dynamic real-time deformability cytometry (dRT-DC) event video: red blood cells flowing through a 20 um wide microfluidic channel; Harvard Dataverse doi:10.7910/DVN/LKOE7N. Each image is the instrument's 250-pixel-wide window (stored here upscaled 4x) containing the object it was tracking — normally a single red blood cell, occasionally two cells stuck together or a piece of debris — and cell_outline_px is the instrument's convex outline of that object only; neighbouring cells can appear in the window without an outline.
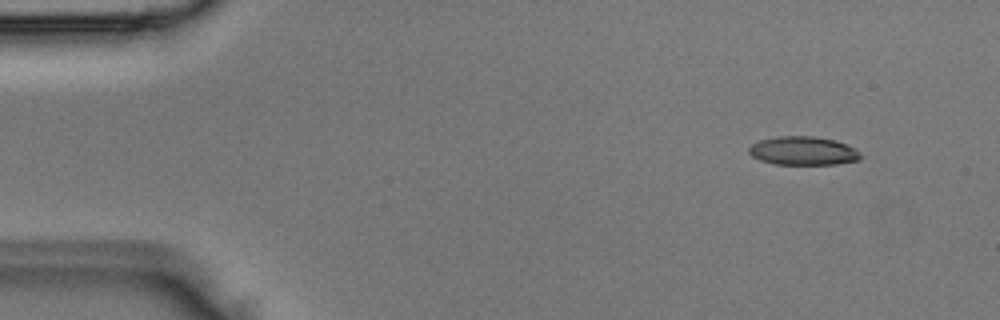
{"species": "Egyptian fruit bat (a non-hibernating species)", "species_latin": "Rousettus aegyptiacus", "temperature_condition": "room temperature", "stored_images_in_passage": 3, "camera_frame_rate_fps": 3000, "um_per_image_px": 0.085, "animal": {"sex": "male"}, "frame": {"image": 1, "passage_image": 1, "time_ms": 0.0, "image_size_px": [1000, 320], "cell_outline_px": [[864, 156], [860, 160], [836, 164], [776, 164], [760, 160], [752, 156], [748, 152], [748, 148], [752, 144], [760, 140], [776, 136], [812, 136], [836, 140], [856, 148]], "centroid_in_image_um": [68.3, 12.82], "position_along_channel_um": 16.7, "area_um2": 18.79}}